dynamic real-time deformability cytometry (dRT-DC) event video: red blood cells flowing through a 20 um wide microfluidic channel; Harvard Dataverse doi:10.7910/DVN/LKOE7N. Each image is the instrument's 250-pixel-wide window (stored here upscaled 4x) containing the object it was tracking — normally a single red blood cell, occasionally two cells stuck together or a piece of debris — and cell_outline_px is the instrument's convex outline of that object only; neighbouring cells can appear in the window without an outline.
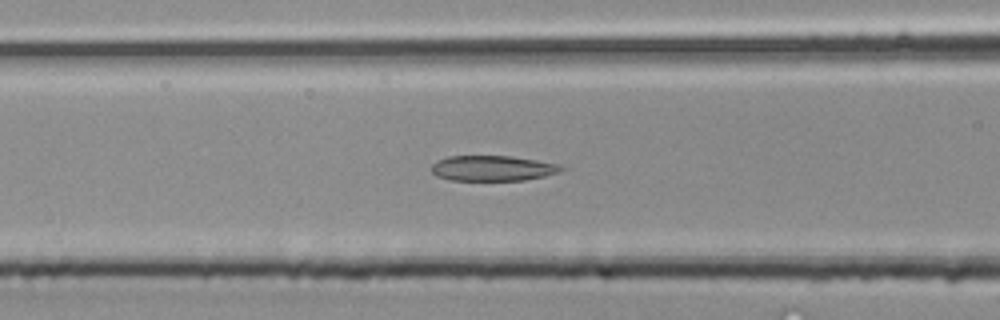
{"species": "common noctule bat (a hibernating species)", "species_latin": "Nyctalus noctula", "temperature_condition": "room temperature", "stored_images_in_passage": 28, "camera_frame_rate_fps": 3000, "um_per_image_px": 0.085, "animal": {"sex": "male", "body_mass_g": 20.4}, "frame": {"image": 1, "passage_image": 4, "time_ms": 1.0, "image_size_px": [1000, 320], "cell_outline_px": [[564, 168], [560, 172], [544, 176], [524, 180], [448, 180], [436, 176], [432, 172], [432, 164], [436, 160], [448, 156], [512, 156], [560, 164]], "centroid_in_image_um": [41.85, 14.3], "position_along_channel_um": 124.7, "area_um2": 19.25}}
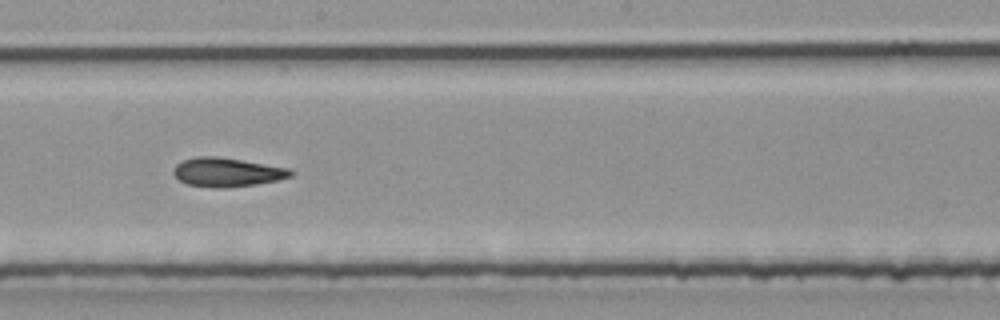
{"frame": {"image": 2, "passage_image": 10, "time_ms": 3.0, "image_size_px": [1000, 320], "cell_outline_px": [[296, 172], [292, 176], [276, 180], [256, 184], [224, 188], [216, 188], [188, 184], [180, 180], [172, 172], [172, 168], [176, 164], [184, 160], [200, 156], [216, 156], [292, 168]], "centroid_in_image_um": [19.33, 14.63], "position_along_channel_um": 228.9, "area_um2": 19.77}}
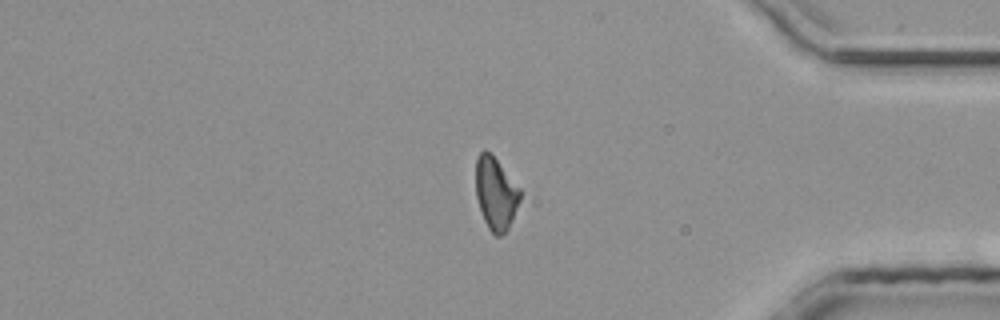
{"frame": {"image": 3, "passage_image": 21, "time_ms": 6.667, "image_size_px": [1000, 320], "cell_outline_px": [[520, 200], [508, 228], [500, 236], [496, 236], [488, 228], [484, 220], [476, 196], [476, 160], [480, 152], [484, 148], [496, 160], [520, 188]], "centroid_in_image_um": [42.12, 16.45], "position_along_channel_um": 393.1, "area_um2": 18.32}}